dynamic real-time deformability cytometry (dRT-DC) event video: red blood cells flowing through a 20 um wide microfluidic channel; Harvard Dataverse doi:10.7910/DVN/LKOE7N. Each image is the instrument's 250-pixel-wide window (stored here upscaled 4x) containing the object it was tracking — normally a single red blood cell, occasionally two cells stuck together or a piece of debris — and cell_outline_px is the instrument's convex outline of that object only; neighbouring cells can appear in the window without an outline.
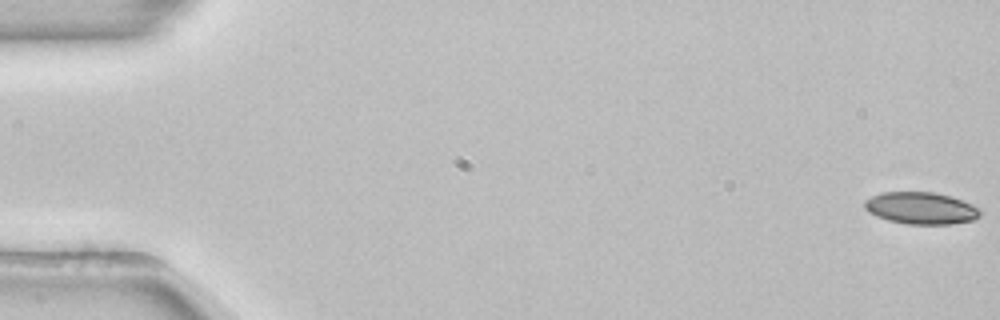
{"species": "common noctule bat (a hibernating species)", "species_latin": "Nyctalus noctula", "temperature_condition": "room temperature", "stored_images_in_passage": 54, "camera_frame_rate_fps": 3000, "um_per_image_px": 0.085, "animal": {"sex": "female", "body_mass_g": 22.7, "forearm_length_mm": 54.2}, "frame": {"image": 1, "passage_image": 1, "time_ms": 0.0, "image_size_px": [1000, 320], "cell_outline_px": [[980, 216], [972, 220], [952, 224], [908, 224], [888, 220], [876, 216], [868, 212], [864, 208], [864, 200], [872, 196], [884, 192], [936, 192], [972, 204], [980, 208]], "centroid_in_image_um": [78.26, 17.69], "position_along_channel_um": 6.7, "area_um2": 21.5}}
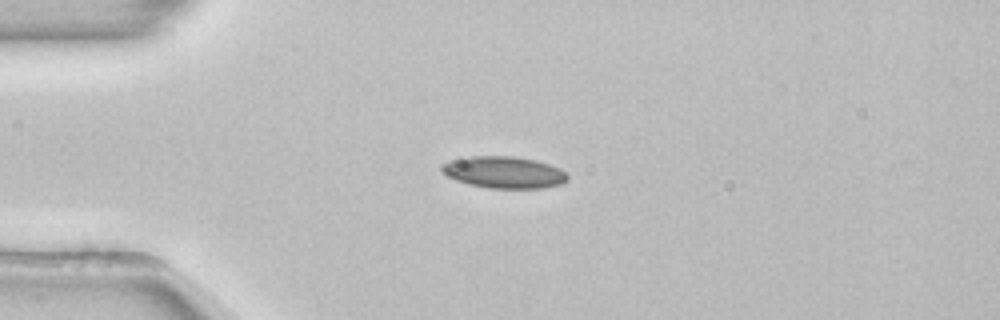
{"frame": {"image": 2, "passage_image": 14, "time_ms": 4.333, "image_size_px": [1000, 320], "cell_outline_px": [[568, 180], [560, 184], [544, 188], [488, 188], [468, 184], [456, 180], [440, 172], [440, 164], [452, 160], [468, 156], [516, 156], [536, 160], [560, 168], [568, 176]], "centroid_in_image_um": [42.81, 14.64], "position_along_channel_um": 42.2, "area_um2": 23.47}}
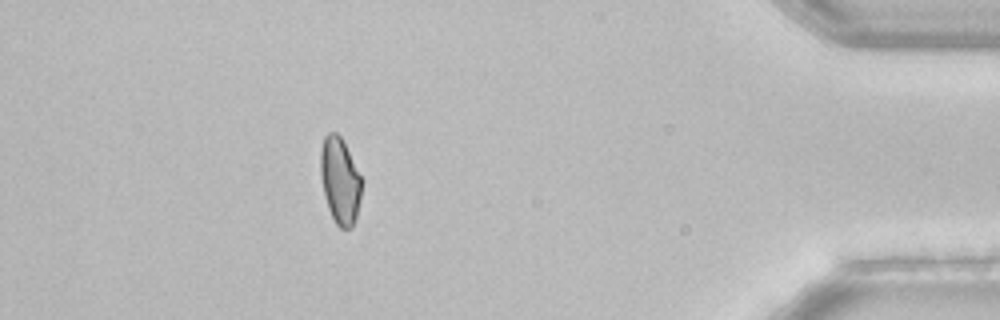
{"frame": {"image": 3, "passage_image": 48, "time_ms": 15.667, "image_size_px": [1000, 320], "cell_outline_px": [[364, 180], [356, 216], [352, 228], [340, 228], [336, 224], [328, 208], [320, 176], [320, 152], [324, 136], [328, 132], [336, 132], [340, 136]], "centroid_in_image_um": [28.91, 15.34], "position_along_channel_um": 406.3, "area_um2": 20.81}}